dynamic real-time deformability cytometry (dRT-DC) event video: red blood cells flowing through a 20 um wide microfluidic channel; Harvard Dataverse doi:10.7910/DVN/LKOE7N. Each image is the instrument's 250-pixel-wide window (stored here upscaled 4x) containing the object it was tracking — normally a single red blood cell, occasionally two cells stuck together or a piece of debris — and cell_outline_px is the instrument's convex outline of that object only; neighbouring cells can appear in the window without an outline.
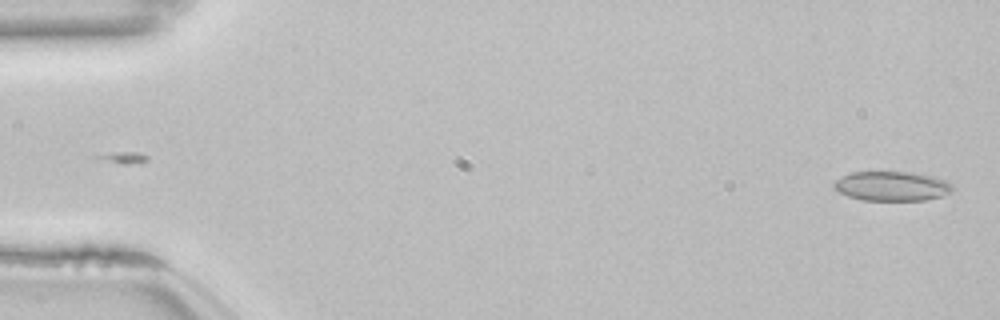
{"species": "common noctule bat (a hibernating species)", "species_latin": "Nyctalus noctula", "temperature_condition": "room temperature", "stored_images_in_passage": 53, "camera_frame_rate_fps": 3000, "um_per_image_px": 0.085, "animal": {"sex": "female", "body_mass_g": 22.7, "forearm_length_mm": 54.2}, "frame": {"image": 1, "passage_image": 1, "time_ms": 0.0, "image_size_px": [1000, 320], "cell_outline_px": [[952, 192], [940, 196], [924, 200], [860, 200], [848, 196], [832, 188], [832, 184], [836, 180], [852, 172], [912, 172], [932, 176], [944, 180], [952, 184]], "centroid_in_image_um": [75.79, 15.82], "position_along_channel_um": 9.2, "area_um2": 20.29}}
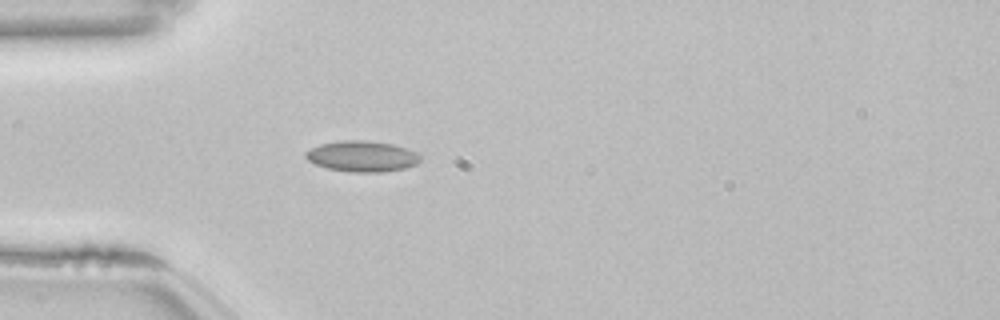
{"frame": {"image": 2, "passage_image": 15, "time_ms": 4.667, "image_size_px": [1000, 320], "cell_outline_px": [[420, 160], [416, 164], [404, 168], [384, 172], [352, 172], [328, 168], [316, 164], [308, 160], [304, 156], [304, 152], [320, 144], [340, 140], [364, 140], [392, 144], [416, 152], [420, 156]], "centroid_in_image_um": [30.75, 13.28], "position_along_channel_um": 54.2, "area_um2": 20.46}}
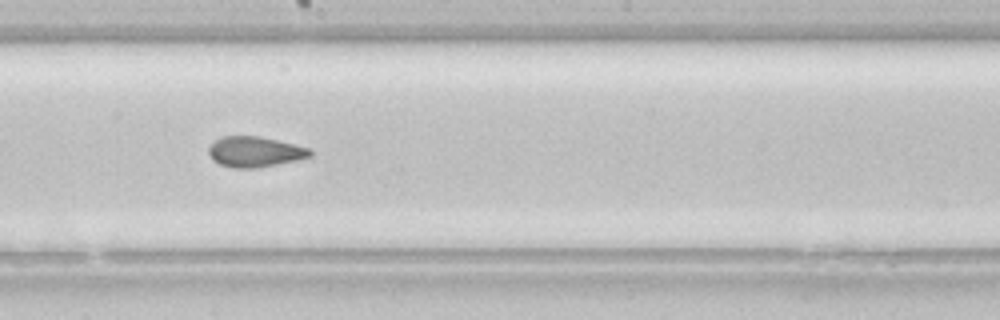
{"frame": {"image": 3, "passage_image": 29, "time_ms": 9.333, "image_size_px": [1000, 320], "cell_outline_px": [[312, 156], [300, 160], [256, 168], [232, 168], [220, 164], [212, 160], [208, 152], [208, 148], [220, 136], [260, 136], [308, 148], [312, 152]], "centroid_in_image_um": [21.65, 12.91], "position_along_channel_um": 226.5, "area_um2": 18.03}, "authors_computed_cell_mechanics": {"area_um2": 18.8428, "velocity_mm_per_s": 3.8513, "shape_relaxation_time_tau1_ms": null, "shape_relaxation_time_tau2_ms": 2.576, "deformation_change_tau1": null, "deformation_change_tau2": 0.0753}}